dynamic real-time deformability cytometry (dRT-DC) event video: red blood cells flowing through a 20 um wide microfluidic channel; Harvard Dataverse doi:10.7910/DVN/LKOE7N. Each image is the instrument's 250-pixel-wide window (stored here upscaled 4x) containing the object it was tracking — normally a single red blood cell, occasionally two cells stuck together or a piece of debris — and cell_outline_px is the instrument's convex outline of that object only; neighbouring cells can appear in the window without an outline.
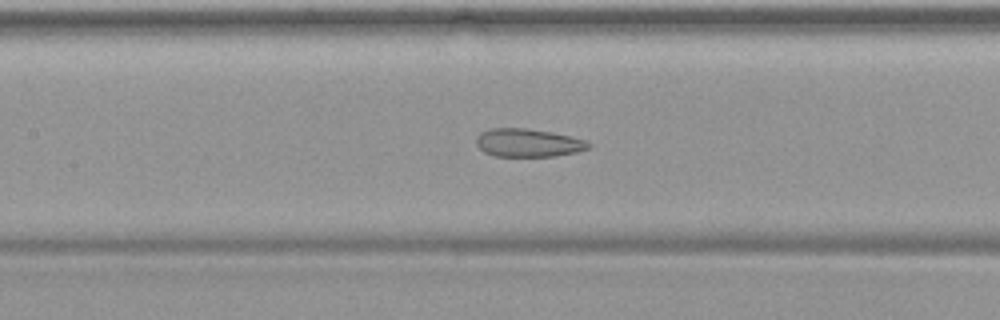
{"species": "common noctule bat (a hibernating species)", "species_latin": "Nyctalus noctula", "temperature_condition": "warm", "stored_images_in_passage": 49, "camera_frame_rate_fps": 3000, "um_per_image_px": 0.085, "animal": {"sex": "female", "body_mass_g": 19.9}, "frame": {"image": 1, "passage_image": 23, "time_ms": 7.333, "image_size_px": [1000, 320], "cell_outline_px": [[592, 144], [588, 148], [576, 152], [556, 156], [496, 156], [484, 152], [476, 144], [476, 136], [480, 132], [488, 128], [528, 128], [552, 132], [588, 140]], "centroid_in_image_um": [44.89, 12.13], "position_along_channel_um": 162.5, "area_um2": 18.61}}
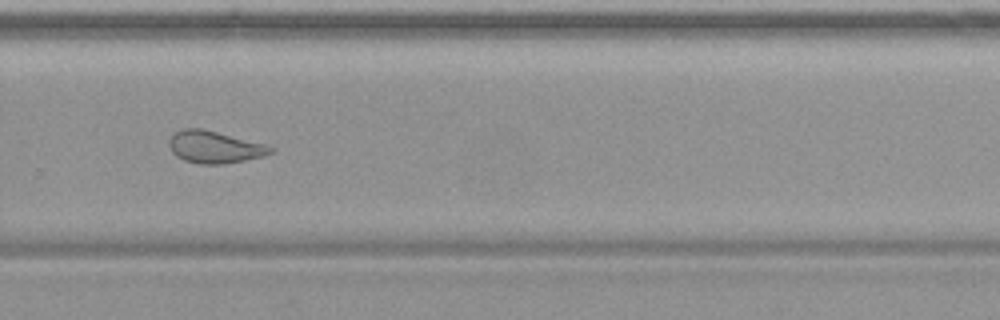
{"frame": {"image": 2, "passage_image": 34, "time_ms": 11.0, "image_size_px": [1000, 320], "cell_outline_px": [[276, 148], [272, 152], [260, 156], [244, 160], [224, 164], [200, 164], [184, 160], [176, 156], [172, 152], [168, 144], [168, 140], [176, 132], [184, 128], [204, 128], [264, 144]], "centroid_in_image_um": [18.2, 12.49], "position_along_channel_um": 311.6, "area_um2": 18.9}}
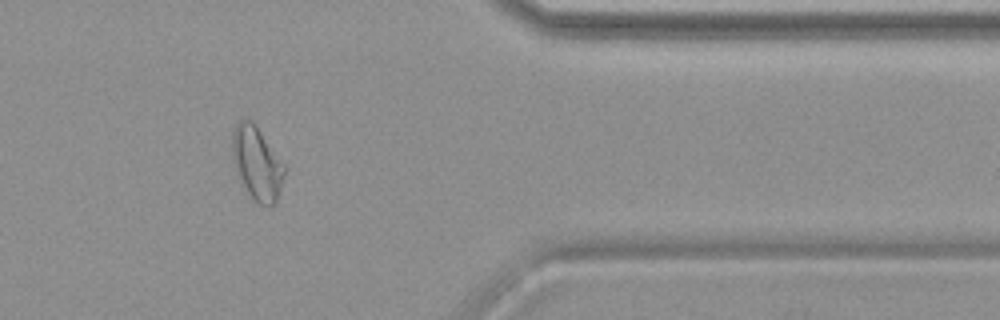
{"frame": {"image": 3, "passage_image": 41, "time_ms": 13.333, "image_size_px": [1000, 320], "cell_outline_px": [[288, 168], [276, 204], [256, 204], [252, 200], [236, 172], [232, 160], [232, 132], [236, 124], [244, 116], [248, 116], [252, 120]], "centroid_in_image_um": [21.85, 13.86], "position_along_channel_um": 389.5, "area_um2": 22.89}}